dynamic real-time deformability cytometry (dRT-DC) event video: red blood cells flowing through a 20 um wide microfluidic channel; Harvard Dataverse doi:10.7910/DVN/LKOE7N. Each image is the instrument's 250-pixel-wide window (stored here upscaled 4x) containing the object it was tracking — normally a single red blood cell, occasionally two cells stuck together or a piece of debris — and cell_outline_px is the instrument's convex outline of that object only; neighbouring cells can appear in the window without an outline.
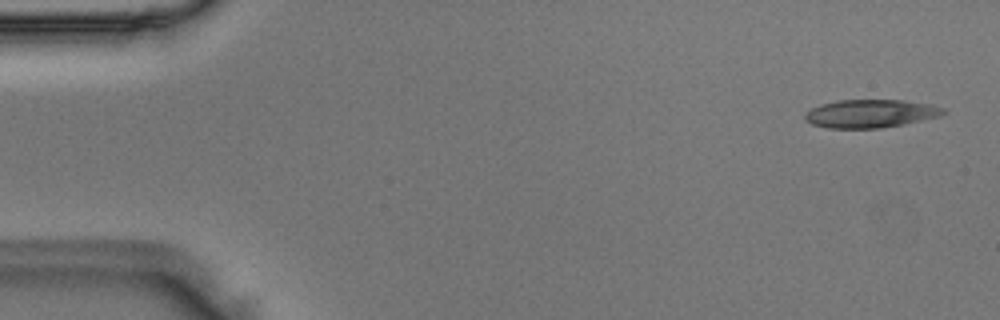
{"species": "Egyptian fruit bat (a non-hibernating species)", "species_latin": "Rousettus aegyptiacus", "temperature_condition": "room temperature", "stored_images_in_passage": 11, "camera_frame_rate_fps": 3000, "um_per_image_px": 0.085, "animal": {"sex": "male"}, "frame": {"image": 1, "passage_image": 2, "time_ms": 0.333, "image_size_px": [1000, 320], "cell_outline_px": [[948, 112], [940, 116], [904, 124], [880, 128], [828, 128], [812, 124], [804, 120], [804, 112], [820, 104], [836, 100], [904, 100], [928, 104], [944, 108]], "centroid_in_image_um": [73.97, 9.65], "position_along_channel_um": 11.0, "area_um2": 22.83}}